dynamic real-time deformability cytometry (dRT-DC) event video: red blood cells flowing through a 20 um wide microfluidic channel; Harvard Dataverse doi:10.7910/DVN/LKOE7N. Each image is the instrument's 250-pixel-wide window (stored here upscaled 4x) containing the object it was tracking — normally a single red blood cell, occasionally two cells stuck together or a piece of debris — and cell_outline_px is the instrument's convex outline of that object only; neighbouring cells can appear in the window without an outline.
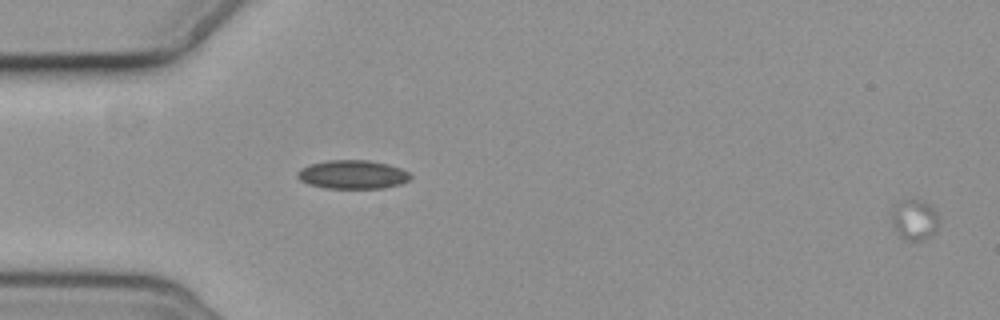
{"species": "common noctule bat (a hibernating species)", "species_latin": "Nyctalus noctula", "temperature_condition": "cold", "stored_images_in_passage": 4, "segment_of_instrument_passage": [2, 2], "camera_frame_rate_fps": 3000, "um_per_image_px": 0.085, "animal": {"sex": "female", "body_mass_g": 19.3, "forearm_length_mm": 54.1}, "frame": {"image": 1, "passage_image": 4, "time_ms": 3.333, "image_size_px": [1000, 320], "cell_outline_px": [[936, 232], [920, 240], [908, 240], [900, 236], [892, 224], [892, 204], [896, 200], [924, 200], [936, 212]], "centroid_in_image_um": [77.66, 18.63], "position_along_channel_um": 7.3, "area_um2": 10.98}}